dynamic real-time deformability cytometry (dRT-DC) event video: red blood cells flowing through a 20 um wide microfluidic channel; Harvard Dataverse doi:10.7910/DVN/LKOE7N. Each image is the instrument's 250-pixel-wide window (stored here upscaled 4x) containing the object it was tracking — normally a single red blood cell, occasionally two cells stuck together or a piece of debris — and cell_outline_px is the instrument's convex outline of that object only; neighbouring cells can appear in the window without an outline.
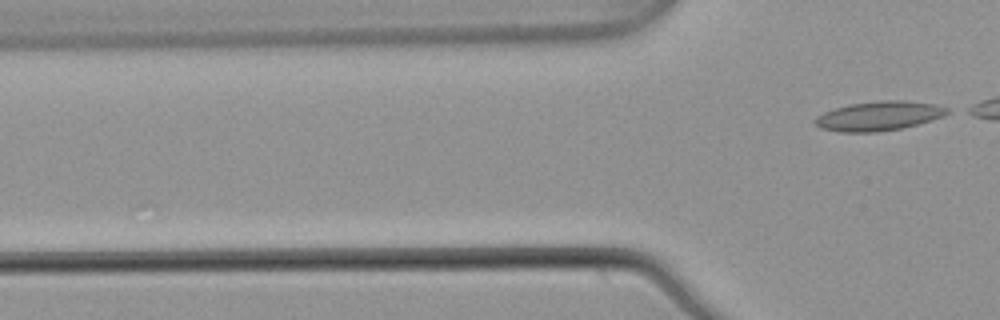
{"species": "common noctule bat (a hibernating species)", "species_latin": "Nyctalus noctula", "temperature_condition": "warm", "stored_images_in_passage": 2, "camera_frame_rate_fps": 3000, "um_per_image_px": 0.085, "animal": {"sex": "male", "body_mass_g": 21.5, "forearm_length_mm": 52.0}, "frame": {"image": 1, "passage_image": 2, "time_ms": 0.333, "image_size_px": [1000, 320], "cell_outline_px": [[952, 112], [944, 116], [932, 120], [904, 128], [876, 132], [840, 132], [820, 128], [812, 120], [816, 116], [824, 112], [848, 104], [884, 100], [904, 100], [936, 104], [948, 108]], "centroid_in_image_um": [74.73, 9.86], "position_along_channel_um": 51.1, "area_um2": 22.83}}